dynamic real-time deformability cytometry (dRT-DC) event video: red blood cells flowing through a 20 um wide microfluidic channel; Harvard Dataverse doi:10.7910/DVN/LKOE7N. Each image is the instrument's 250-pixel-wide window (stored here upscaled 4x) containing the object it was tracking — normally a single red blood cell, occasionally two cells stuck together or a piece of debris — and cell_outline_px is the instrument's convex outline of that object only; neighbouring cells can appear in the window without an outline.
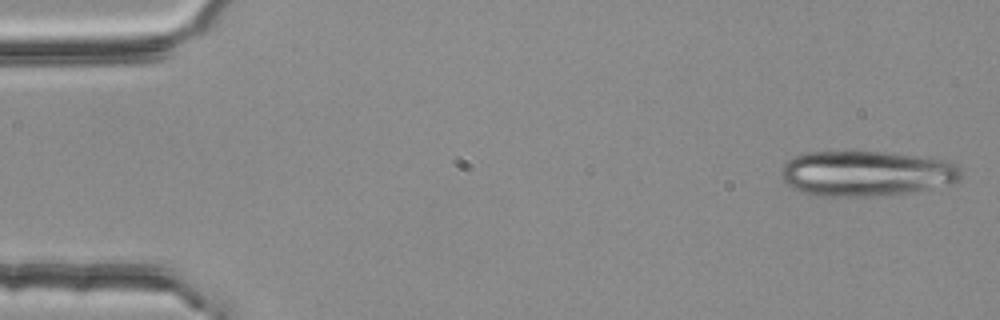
{"species": "common noctule bat (a hibernating species)", "species_latin": "Nyctalus noctula", "temperature_condition": "room temperature", "stored_images_in_passage": 5, "camera_frame_rate_fps": 3000, "um_per_image_px": 0.085, "animal": {"sex": "female", "body_mass_g": 25.1}, "frame": {"image": 1, "passage_image": 1, "time_ms": 0.0, "image_size_px": [1000, 320], "cell_outline_px": [[960, 176], [952, 184], [908, 192], [872, 196], [820, 196], [804, 192], [792, 188], [784, 180], [780, 172], [784, 164], [788, 160], [796, 156], [808, 152], [884, 152], [920, 156], [944, 160], [956, 164], [960, 168]], "centroid_in_image_um": [73.62, 14.74], "position_along_channel_um": 11.4, "area_um2": 47.11}}